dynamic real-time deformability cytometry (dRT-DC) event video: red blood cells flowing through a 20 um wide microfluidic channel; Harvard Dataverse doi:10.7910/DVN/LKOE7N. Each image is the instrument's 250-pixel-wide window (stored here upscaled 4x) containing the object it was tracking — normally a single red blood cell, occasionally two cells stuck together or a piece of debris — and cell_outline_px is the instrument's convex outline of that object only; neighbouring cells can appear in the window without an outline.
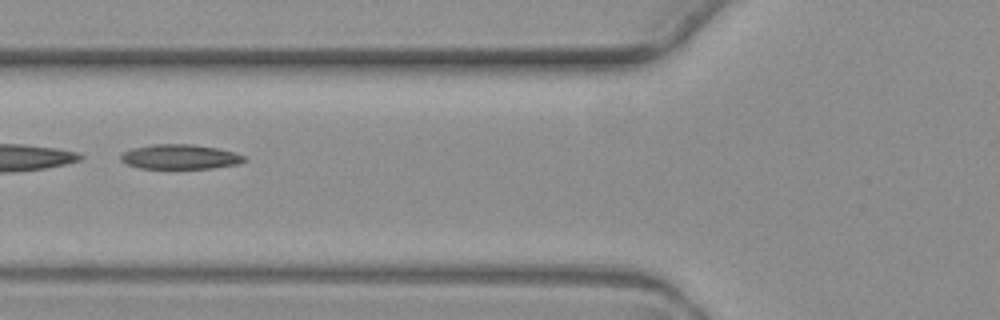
{"species": "common noctule bat (a hibernating species)", "species_latin": "Nyctalus noctula", "temperature_condition": "warm", "stored_images_in_passage": 3, "camera_frame_rate_fps": 3000, "um_per_image_px": 0.085, "animal": {"sex": "female", "body_mass_g": 19.3, "forearm_length_mm": 54.1}, "frame": {"image": 1, "passage_image": 2, "time_ms": 1.333, "image_size_px": [1000, 320], "cell_outline_px": [[248, 160], [240, 164], [212, 168], [140, 168], [128, 164], [120, 160], [120, 156], [124, 152], [132, 148], [152, 144], [192, 144], [216, 148], [236, 152], [244, 156]], "centroid_in_image_um": [15.34, 13.32], "position_along_channel_um": 110.5, "area_um2": 17.8}}